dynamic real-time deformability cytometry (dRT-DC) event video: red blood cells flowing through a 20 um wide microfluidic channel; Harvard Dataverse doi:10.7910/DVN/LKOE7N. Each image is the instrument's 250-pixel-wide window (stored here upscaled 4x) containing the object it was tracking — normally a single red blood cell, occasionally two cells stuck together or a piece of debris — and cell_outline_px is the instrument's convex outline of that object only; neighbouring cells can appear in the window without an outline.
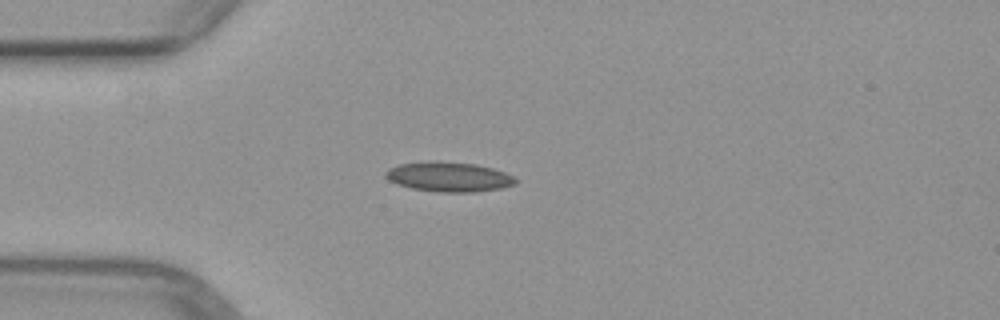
{"species": "common noctule bat (a hibernating species)", "species_latin": "Nyctalus noctula", "temperature_condition": "warm", "stored_images_in_passage": 4, "camera_frame_rate_fps": 3000, "um_per_image_px": 0.085, "animal": {"sex": "female", "body_mass_g": 29.2, "forearm_length_mm": 56.3}, "frame": {"image": 1, "passage_image": 3, "time_ms": 2.333, "image_size_px": [1000, 320], "cell_outline_px": [[516, 184], [504, 188], [476, 192], [436, 192], [412, 188], [396, 184], [388, 180], [384, 176], [384, 172], [388, 168], [400, 164], [428, 160], [432, 160], [476, 164], [492, 168], [504, 172], [512, 176], [516, 180]], "centroid_in_image_um": [38.11, 15.03], "position_along_channel_um": 46.9, "area_um2": 22.83}}